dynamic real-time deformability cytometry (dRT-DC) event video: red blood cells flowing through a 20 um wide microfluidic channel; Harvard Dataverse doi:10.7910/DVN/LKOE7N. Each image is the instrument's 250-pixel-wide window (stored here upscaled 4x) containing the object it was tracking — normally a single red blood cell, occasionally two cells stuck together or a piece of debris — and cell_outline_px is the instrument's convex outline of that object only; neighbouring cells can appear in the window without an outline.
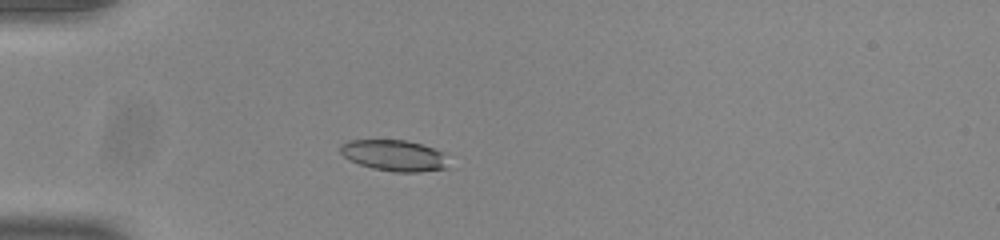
{"species": "common noctule bat (a hibernating species)", "species_latin": "Nyctalus noctula", "temperature_condition": "room temperature", "stored_images_in_passage": 39, "camera_frame_rate_fps": 3000, "um_per_image_px": 0.085, "animal": {"sex": "male", "body_mass_g": 20.0, "forearm_length_mm": 53.3}, "frame": {"image": 1, "passage_image": 1, "time_ms": 0.0, "image_size_px": [1000, 240], "cell_outline_px": [[448, 168], [420, 172], [392, 172], [372, 168], [360, 164], [344, 156], [340, 152], [340, 144], [348, 140], [404, 140], [424, 144], [444, 152]], "centroid_in_image_um": [33.53, 13.21], "position_along_channel_um": 51.5, "area_um2": 19.71}}
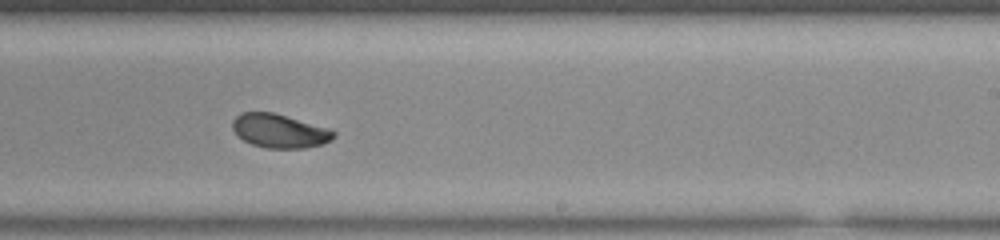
{"frame": {"image": 2, "passage_image": 19, "time_ms": 6.0, "image_size_px": [1000, 240], "cell_outline_px": [[336, 136], [332, 140], [324, 144], [304, 148], [268, 148], [252, 144], [244, 140], [232, 128], [232, 120], [240, 112], [272, 112], [324, 128], [336, 132]], "centroid_in_image_um": [23.74, 11.14], "position_along_channel_um": 265.3, "area_um2": 19.54}}
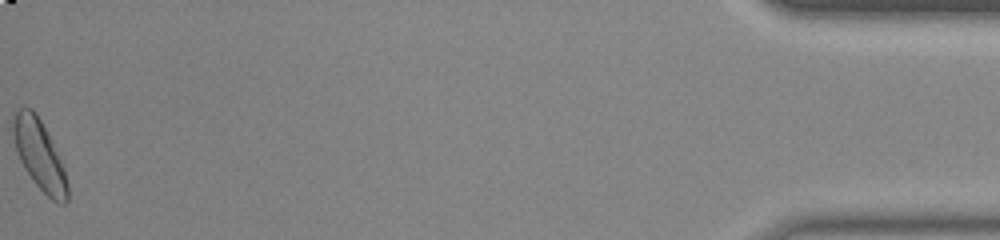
{"frame": {"image": 3, "passage_image": 39, "time_ms": 12.667, "image_size_px": [1000, 240], "cell_outline_px": [[68, 200], [64, 204], [60, 204], [52, 200], [36, 184], [24, 168], [20, 160], [12, 136], [12, 112], [24, 104], [32, 108], [36, 112], [64, 168], [68, 184]], "centroid_in_image_um": [3.31, 13.11], "position_along_channel_um": 431.9, "area_um2": 22.08}, "authors_computed_cell_mechanics": {"area_um2": 20.4034, "velocity_mm_per_s": 3.8563, "shape_relaxation_time_tau1_ms": 2.9779, "shape_relaxation_time_tau2_ms": 2.0841, "deformation_change_tau1": 0.1181, "deformation_change_tau2": 0.0482}}